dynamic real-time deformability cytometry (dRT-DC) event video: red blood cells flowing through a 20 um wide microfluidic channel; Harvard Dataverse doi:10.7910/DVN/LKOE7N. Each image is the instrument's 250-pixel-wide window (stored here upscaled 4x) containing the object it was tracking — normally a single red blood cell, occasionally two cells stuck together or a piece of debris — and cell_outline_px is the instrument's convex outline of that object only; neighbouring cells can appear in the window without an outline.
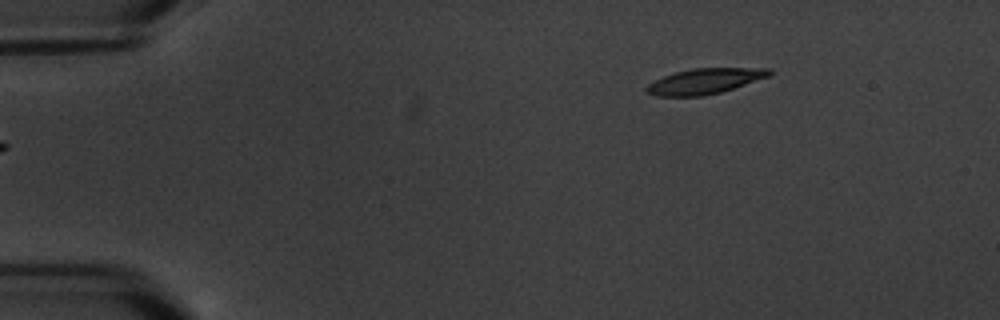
{"species": "common noctule bat (a hibernating species)", "species_latin": "Nyctalus noctula", "temperature_condition": "warm", "stored_images_in_passage": 3, "segment_of_instrument_passage": [2, 2], "camera_frame_rate_fps": 3000, "um_per_image_px": 0.085, "animal": {"sex": "male", "body_mass_g": 20.1, "forearm_length_mm": 53.5}, "frame": {"image": 1, "passage_image": 3, "time_ms": 3.333, "image_size_px": [1000, 320], "cell_outline_px": [[772, 72], [768, 76], [720, 92], [700, 96], [656, 96], [648, 92], [644, 88], [648, 84], [664, 76], [676, 72], [692, 68], [772, 68]], "centroid_in_image_um": [59.88, 6.89], "position_along_channel_um": 25.1, "area_um2": 17.86}}